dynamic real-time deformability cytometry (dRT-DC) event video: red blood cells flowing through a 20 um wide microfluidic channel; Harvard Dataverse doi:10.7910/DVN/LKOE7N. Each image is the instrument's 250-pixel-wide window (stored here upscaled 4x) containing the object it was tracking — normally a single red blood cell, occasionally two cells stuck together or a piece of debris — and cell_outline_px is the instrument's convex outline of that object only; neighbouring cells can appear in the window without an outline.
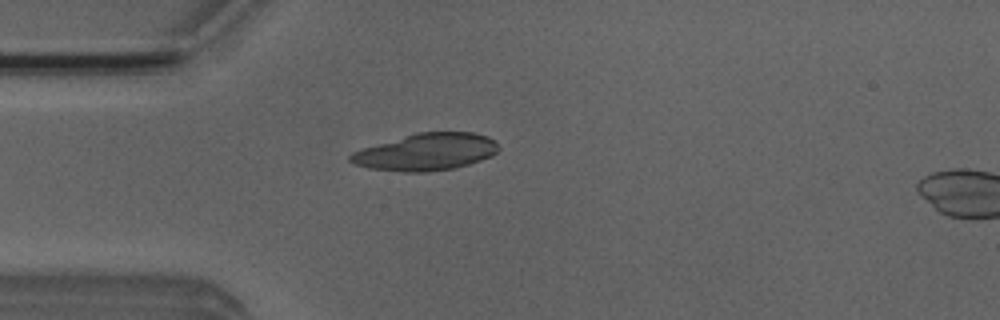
{"species": "Egyptian fruit bat (a non-hibernating species)", "species_latin": "Rousettus aegyptiacus", "temperature_condition": "room temperature", "stored_images_in_passage": 5, "camera_frame_rate_fps": 3000, "um_per_image_px": 0.085, "animal": {"sex": "male"}, "frame": {"image": 1, "passage_image": 4, "time_ms": 3.333, "image_size_px": [1000, 320], "cell_outline_px": [[500, 148], [492, 156], [456, 168], [428, 172], [404, 172], [368, 168], [356, 164], [348, 160], [348, 156], [352, 152], [364, 148], [416, 132], [472, 132], [488, 136]], "centroid_in_image_um": [36.22, 12.92], "position_along_channel_um": 48.8, "area_um2": 31.85}}